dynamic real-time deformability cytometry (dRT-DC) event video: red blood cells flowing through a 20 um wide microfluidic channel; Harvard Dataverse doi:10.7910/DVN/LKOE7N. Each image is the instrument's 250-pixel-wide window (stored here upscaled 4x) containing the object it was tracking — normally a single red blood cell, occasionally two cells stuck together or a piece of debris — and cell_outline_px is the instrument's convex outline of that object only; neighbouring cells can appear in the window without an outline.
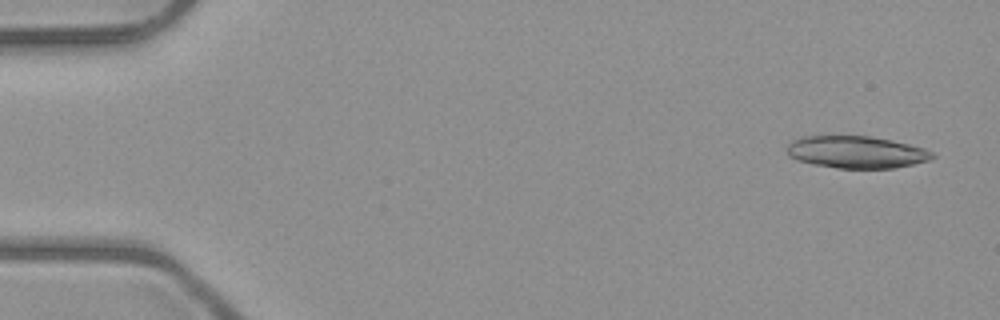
{"species": "common noctule bat (a hibernating species)", "species_latin": "Nyctalus noctula", "temperature_condition": "room temperature", "stored_images_in_passage": 7, "segment_of_instrument_passage": [1, 2], "camera_frame_rate_fps": 3000, "um_per_image_px": 0.085, "animal": {"sex": "male", "body_mass_g": 23.1, "forearm_length_mm": 52.7}, "frame": {"image": 1, "passage_image": 1, "time_ms": 0.0, "image_size_px": [1000, 320], "cell_outline_px": [[936, 156], [928, 160], [912, 164], [892, 168], [836, 168], [796, 160], [788, 156], [788, 144], [792, 140], [800, 136], [868, 136], [892, 140], [924, 148], [932, 152]], "centroid_in_image_um": [72.77, 12.92], "position_along_channel_um": 12.2, "area_um2": 27.11}}